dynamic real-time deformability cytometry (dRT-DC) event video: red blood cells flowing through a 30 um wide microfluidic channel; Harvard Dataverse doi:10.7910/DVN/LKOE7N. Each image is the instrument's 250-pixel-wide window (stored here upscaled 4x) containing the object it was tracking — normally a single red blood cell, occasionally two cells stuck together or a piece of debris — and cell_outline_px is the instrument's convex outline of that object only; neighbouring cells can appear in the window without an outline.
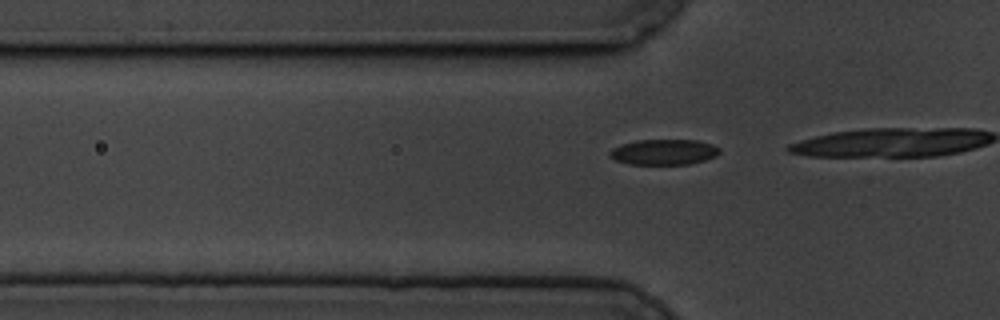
{"species": "common noctule bat (a hibernating species)", "species_latin": "Nyctalus noctula", "temperature_condition": "cold", "stored_images_in_passage": 17, "camera_frame_rate_fps": 3000, "um_per_image_px": 0.085, "animal": {"sex": "male", "body_mass_g": 19.5, "forearm_length_mm": 54.6}, "frame": {"image": 1, "passage_image": 14, "time_ms": 4.333, "image_size_px": [1000, 320], "cell_outline_px": [[720, 152], [716, 156], [704, 160], [688, 164], [628, 164], [616, 160], [608, 156], [608, 152], [612, 148], [620, 144], [636, 140], [696, 140], [712, 144], [720, 148]], "centroid_in_image_um": [56.39, 12.92], "position_along_channel_um": 69.4, "area_um2": 16.42}}